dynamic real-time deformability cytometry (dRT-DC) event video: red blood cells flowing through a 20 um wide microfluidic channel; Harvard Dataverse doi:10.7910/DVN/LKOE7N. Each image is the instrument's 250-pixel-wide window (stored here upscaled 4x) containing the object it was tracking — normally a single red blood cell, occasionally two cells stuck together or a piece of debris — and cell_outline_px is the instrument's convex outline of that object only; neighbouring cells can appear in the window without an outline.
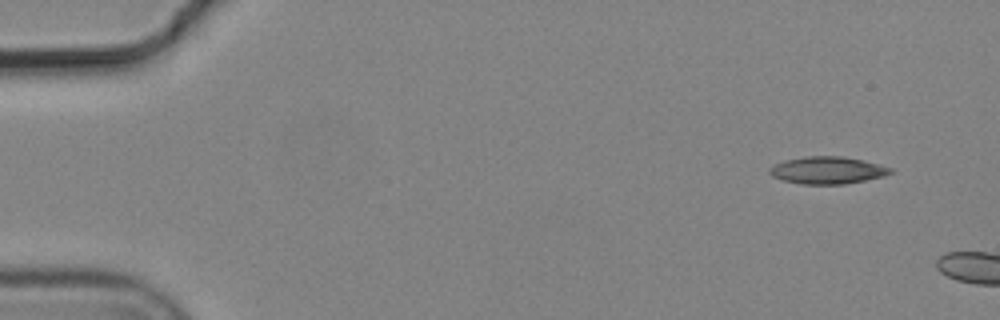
{"species": "common noctule bat (a hibernating species)", "species_latin": "Nyctalus noctula", "temperature_condition": "cold", "stored_images_in_passage": 2, "camera_frame_rate_fps": 3000, "um_per_image_px": 0.085, "animal": {"sex": "male", "body_mass_g": 19.2, "forearm_length_mm": 51.8}, "frame": {"image": 1, "passage_image": 1, "time_ms": 0.0, "image_size_px": [1000, 320], "cell_outline_px": [[896, 172], [884, 176], [844, 184], [800, 184], [784, 180], [772, 176], [768, 172], [768, 168], [784, 160], [804, 156], [844, 156], [864, 160], [892, 168]], "centroid_in_image_um": [70.35, 14.46], "position_along_channel_um": 14.7, "area_um2": 19.31}}